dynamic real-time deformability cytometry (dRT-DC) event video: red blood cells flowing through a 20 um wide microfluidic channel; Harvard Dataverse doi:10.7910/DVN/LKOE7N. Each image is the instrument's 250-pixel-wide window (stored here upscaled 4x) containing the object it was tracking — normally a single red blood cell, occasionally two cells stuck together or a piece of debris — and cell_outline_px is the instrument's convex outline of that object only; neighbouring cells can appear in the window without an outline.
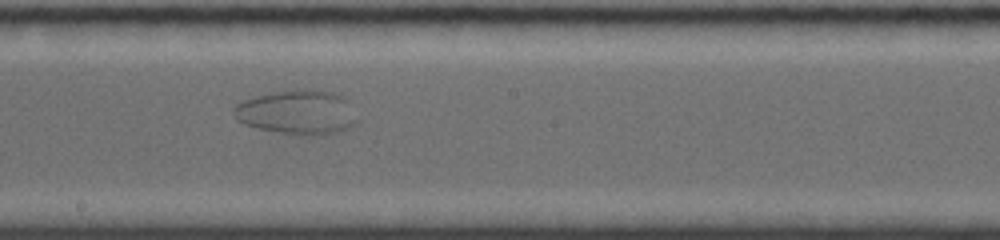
{"species": "common noctule bat (a hibernating species)", "species_latin": "Nyctalus noctula", "temperature_condition": "room temperature", "stored_images_in_passage": 76, "segment_of_instrument_passage": [1, 2], "camera_frame_rate_fps": 4000, "um_per_image_px": 0.085, "animal": {"sex": "female", "body_mass_g": 19.0, "forearm_length_mm": 56.7}, "frame": {"image": 1, "passage_image": 23, "time_ms": 4.5, "image_size_px": [1000, 240], "cell_outline_px": [[360, 120], [356, 124], [340, 132], [320, 136], [304, 136], [280, 132], [260, 128], [244, 124], [236, 120], [232, 112], [232, 108], [236, 104], [244, 100], [256, 96], [276, 92], [332, 92], [344, 96], [348, 100]], "centroid_in_image_um": [25.31, 9.6], "position_along_channel_um": 222.9, "area_um2": 31.62}}
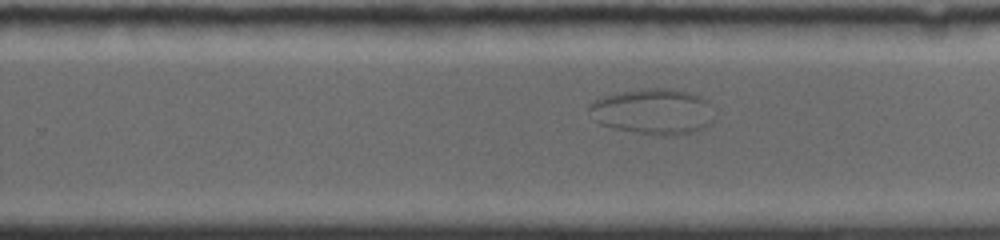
{"frame": {"image": 2, "passage_image": 33, "time_ms": 6.0, "image_size_px": [1000, 240], "cell_outline_px": [[712, 124], [708, 128], [676, 136], [664, 136], [636, 132], [612, 128], [600, 124], [596, 120], [588, 108], [596, 100], [604, 96], [620, 92], [652, 88], [672, 88], [688, 92], [700, 96], [708, 100], [712, 120]], "centroid_in_image_um": [55.56, 9.49], "position_along_channel_um": 274.2, "area_um2": 33.18}}